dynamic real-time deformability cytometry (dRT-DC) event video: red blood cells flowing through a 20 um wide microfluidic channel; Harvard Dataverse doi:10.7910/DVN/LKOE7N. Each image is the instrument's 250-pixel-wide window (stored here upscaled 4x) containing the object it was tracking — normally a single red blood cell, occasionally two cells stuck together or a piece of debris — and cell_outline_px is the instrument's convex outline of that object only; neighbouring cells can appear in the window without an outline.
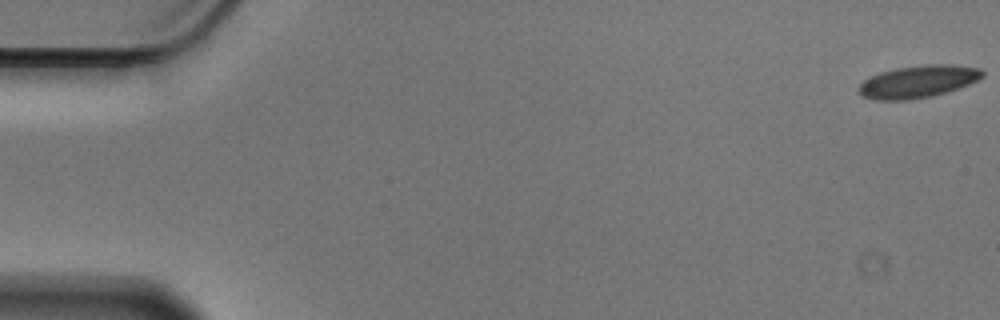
{"species": "Egyptian fruit bat (a non-hibernating species)", "species_latin": "Rousettus aegyptiacus", "temperature_condition": "cold", "stored_images_in_passage": 57, "camera_frame_rate_fps": 3000, "um_per_image_px": 0.085, "animal": {"sex": "male"}, "frame": {"image": 1, "passage_image": 1, "time_ms": 0.0, "image_size_px": [1000, 320], "cell_outline_px": [[984, 76], [960, 88], [932, 96], [908, 100], [872, 100], [860, 96], [856, 92], [856, 88], [864, 80], [880, 72], [896, 68], [928, 64], [952, 64], [980, 68], [984, 72]], "centroid_in_image_um": [77.99, 6.94], "position_along_channel_um": 7.0, "area_um2": 23.58}}
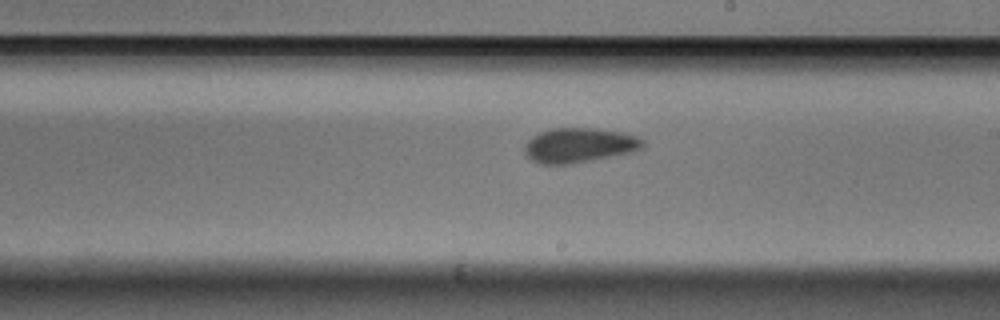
{"frame": {"image": 2, "passage_image": 33, "time_ms": 10.667, "image_size_px": [1000, 320], "cell_outline_px": [[644, 148], [632, 152], [572, 164], [540, 164], [524, 156], [524, 144], [532, 136], [540, 132], [552, 128], [592, 128], [624, 132], [636, 136], [644, 140]], "centroid_in_image_um": [49.21, 12.35], "position_along_channel_um": 239.8, "area_um2": 24.16}}
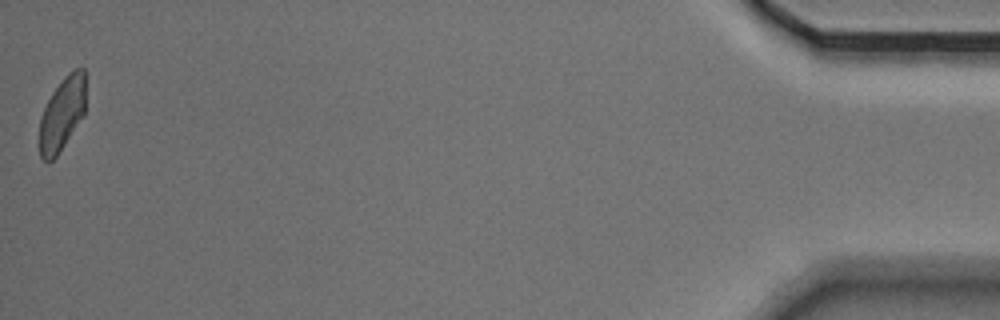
{"frame": {"image": 3, "passage_image": 57, "time_ms": 18.667, "image_size_px": [1000, 320], "cell_outline_px": [[84, 116], [56, 156], [48, 164], [40, 156], [40, 116], [52, 92], [60, 80], [68, 72], [76, 68], [84, 68]], "centroid_in_image_um": [5.27, 9.68], "position_along_channel_um": 429.9, "area_um2": 19.65}, "authors_computed_cell_mechanics": {"area_um2": 23.0044, "velocity_mm_per_s": 3.5325, "shape_relaxation_time_tau1_ms": null, "shape_relaxation_time_tau2_ms": 2.1818, "deformation_change_tau1": null, "deformation_change_tau2": 0.0915}}